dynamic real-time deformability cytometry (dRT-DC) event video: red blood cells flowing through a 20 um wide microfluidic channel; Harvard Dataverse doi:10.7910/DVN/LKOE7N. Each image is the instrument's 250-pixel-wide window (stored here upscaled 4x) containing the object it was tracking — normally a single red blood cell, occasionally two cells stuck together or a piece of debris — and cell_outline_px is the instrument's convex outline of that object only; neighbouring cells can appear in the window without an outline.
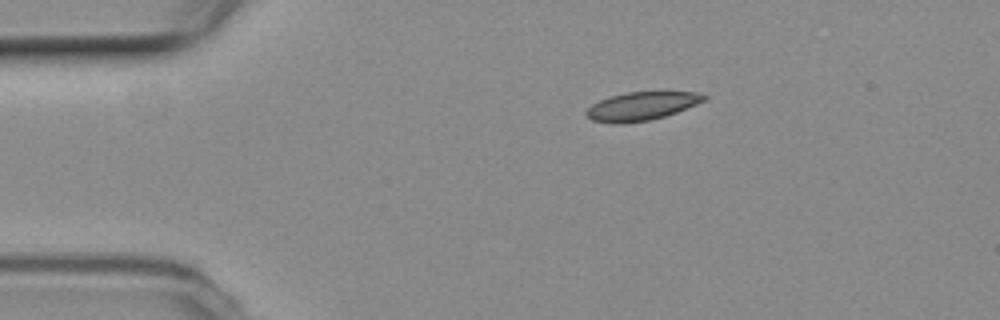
{"species": "common noctule bat (a hibernating species)", "species_latin": "Nyctalus noctula", "temperature_condition": "room temperature", "stored_images_in_passage": 45, "camera_frame_rate_fps": 3000, "um_per_image_px": 0.085, "animal": {"sex": "female", "body_mass_g": 19.3, "forearm_length_mm": 54.1}, "frame": {"image": 1, "passage_image": 1, "time_ms": 0.0, "image_size_px": [1000, 320], "cell_outline_px": [[708, 96], [704, 100], [696, 104], [676, 112], [652, 120], [624, 124], [612, 124], [592, 120], [584, 112], [592, 104], [600, 100], [612, 96], [628, 92], [700, 92]], "centroid_in_image_um": [54.52, 9.04], "position_along_channel_um": 30.5, "area_um2": 19.42}}
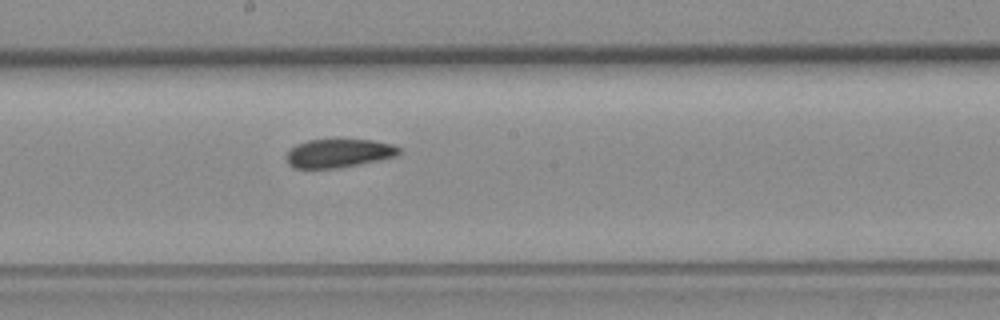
{"frame": {"image": 2, "passage_image": 20, "time_ms": 6.333, "image_size_px": [1000, 320], "cell_outline_px": [[400, 152], [396, 156], [336, 168], [292, 168], [288, 164], [284, 156], [296, 144], [308, 140], [372, 140], [392, 144], [400, 148]], "centroid_in_image_um": [28.73, 13.02], "position_along_channel_um": 219.5, "area_um2": 18.5}}
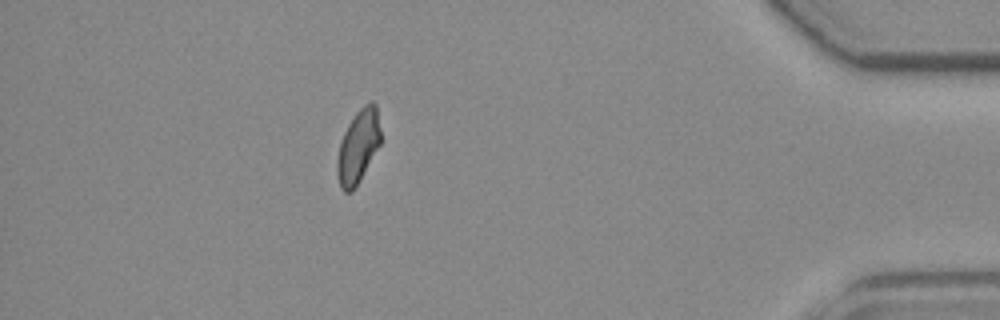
{"frame": {"image": 3, "passage_image": 39, "time_ms": 12.667, "image_size_px": [1000, 320], "cell_outline_px": [[380, 144], [360, 180], [352, 192], [344, 192], [340, 188], [336, 172], [336, 160], [340, 140], [348, 124], [356, 112], [364, 104], [372, 100], [376, 104], [380, 128]], "centroid_in_image_um": [30.42, 12.45], "position_along_channel_um": 404.8, "area_um2": 18.73}, "authors_computed_cell_mechanics": {"area_um2": 19.4208, "velocity_mm_per_s": 3.7593, "shape_relaxation_time_tau1_ms": 10.2016, "shape_relaxation_time_tau2_ms": 4.6217, "deformation_change_tau1": 0.1902, "deformation_change_tau2": 0.1053}}